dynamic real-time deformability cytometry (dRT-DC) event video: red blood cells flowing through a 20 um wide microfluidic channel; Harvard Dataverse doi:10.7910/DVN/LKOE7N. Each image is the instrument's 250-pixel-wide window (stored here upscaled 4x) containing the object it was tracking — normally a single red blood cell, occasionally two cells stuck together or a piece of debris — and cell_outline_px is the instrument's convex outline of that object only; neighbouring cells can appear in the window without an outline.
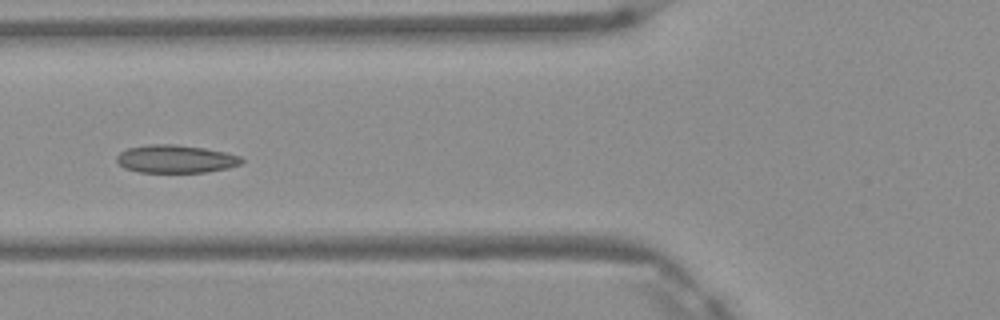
{"species": "Egyptian fruit bat (a non-hibernating species)", "species_latin": "Rousettus aegyptiacus", "temperature_condition": "warm", "stored_images_in_passage": 5, "camera_frame_rate_fps": 3000, "um_per_image_px": 0.085, "frame": {"image": 1, "passage_image": 5, "time_ms": 1.333, "image_size_px": [1000, 320], "cell_outline_px": [[244, 160], [240, 164], [228, 168], [204, 172], [140, 172], [124, 168], [116, 160], [116, 156], [120, 152], [128, 148], [148, 144], [176, 144], [204, 148], [224, 152], [240, 156]], "centroid_in_image_um": [14.91, 13.5], "position_along_channel_um": 110.9, "area_um2": 20.29}}